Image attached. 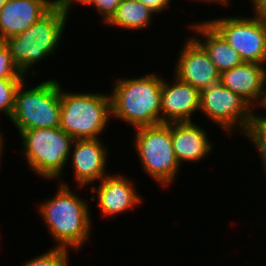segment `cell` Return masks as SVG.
Returning a JSON list of instances; mask_svg holds the SVG:
<instances>
[{
	"mask_svg": "<svg viewBox=\"0 0 266 266\" xmlns=\"http://www.w3.org/2000/svg\"><path fill=\"white\" fill-rule=\"evenodd\" d=\"M55 196L38 203L39 214L56 247L79 251L90 239L93 222L90 207L83 198L59 179Z\"/></svg>",
	"mask_w": 266,
	"mask_h": 266,
	"instance_id": "cell-1",
	"label": "cell"
},
{
	"mask_svg": "<svg viewBox=\"0 0 266 266\" xmlns=\"http://www.w3.org/2000/svg\"><path fill=\"white\" fill-rule=\"evenodd\" d=\"M162 83V76L153 72L117 79L110 91L111 117L134 129L160 124Z\"/></svg>",
	"mask_w": 266,
	"mask_h": 266,
	"instance_id": "cell-2",
	"label": "cell"
},
{
	"mask_svg": "<svg viewBox=\"0 0 266 266\" xmlns=\"http://www.w3.org/2000/svg\"><path fill=\"white\" fill-rule=\"evenodd\" d=\"M68 16L69 13L55 4L27 30L3 40L13 65L21 74L27 76L26 74L31 72L32 76L36 75L31 68L55 53L65 33L63 31L68 23Z\"/></svg>",
	"mask_w": 266,
	"mask_h": 266,
	"instance_id": "cell-3",
	"label": "cell"
},
{
	"mask_svg": "<svg viewBox=\"0 0 266 266\" xmlns=\"http://www.w3.org/2000/svg\"><path fill=\"white\" fill-rule=\"evenodd\" d=\"M60 85V128L74 139H97L111 117L110 94L65 92Z\"/></svg>",
	"mask_w": 266,
	"mask_h": 266,
	"instance_id": "cell-4",
	"label": "cell"
},
{
	"mask_svg": "<svg viewBox=\"0 0 266 266\" xmlns=\"http://www.w3.org/2000/svg\"><path fill=\"white\" fill-rule=\"evenodd\" d=\"M24 79L15 93L11 123L19 131L60 127V82L50 79L25 88Z\"/></svg>",
	"mask_w": 266,
	"mask_h": 266,
	"instance_id": "cell-5",
	"label": "cell"
},
{
	"mask_svg": "<svg viewBox=\"0 0 266 266\" xmlns=\"http://www.w3.org/2000/svg\"><path fill=\"white\" fill-rule=\"evenodd\" d=\"M20 137L22 155L34 174L50 181L63 176L70 160L73 137L60 127L23 130Z\"/></svg>",
	"mask_w": 266,
	"mask_h": 266,
	"instance_id": "cell-6",
	"label": "cell"
},
{
	"mask_svg": "<svg viewBox=\"0 0 266 266\" xmlns=\"http://www.w3.org/2000/svg\"><path fill=\"white\" fill-rule=\"evenodd\" d=\"M134 134L133 146L146 175L158 186L171 185L181 170L172 147V123L138 127Z\"/></svg>",
	"mask_w": 266,
	"mask_h": 266,
	"instance_id": "cell-7",
	"label": "cell"
},
{
	"mask_svg": "<svg viewBox=\"0 0 266 266\" xmlns=\"http://www.w3.org/2000/svg\"><path fill=\"white\" fill-rule=\"evenodd\" d=\"M255 111L240 95L219 82L200 91L199 112L224 130L229 137L238 129L241 135L244 134L255 117Z\"/></svg>",
	"mask_w": 266,
	"mask_h": 266,
	"instance_id": "cell-8",
	"label": "cell"
},
{
	"mask_svg": "<svg viewBox=\"0 0 266 266\" xmlns=\"http://www.w3.org/2000/svg\"><path fill=\"white\" fill-rule=\"evenodd\" d=\"M239 54L243 62L266 65V23L253 16L207 20Z\"/></svg>",
	"mask_w": 266,
	"mask_h": 266,
	"instance_id": "cell-9",
	"label": "cell"
},
{
	"mask_svg": "<svg viewBox=\"0 0 266 266\" xmlns=\"http://www.w3.org/2000/svg\"><path fill=\"white\" fill-rule=\"evenodd\" d=\"M134 181L123 174H108L97 182L98 187L93 184L90 187L91 197L94 200L97 195V204L103 217H115L134 209L143 202ZM94 193L96 195H94Z\"/></svg>",
	"mask_w": 266,
	"mask_h": 266,
	"instance_id": "cell-10",
	"label": "cell"
},
{
	"mask_svg": "<svg viewBox=\"0 0 266 266\" xmlns=\"http://www.w3.org/2000/svg\"><path fill=\"white\" fill-rule=\"evenodd\" d=\"M173 75L202 91L220 80V72L205 49L191 36L185 39Z\"/></svg>",
	"mask_w": 266,
	"mask_h": 266,
	"instance_id": "cell-11",
	"label": "cell"
},
{
	"mask_svg": "<svg viewBox=\"0 0 266 266\" xmlns=\"http://www.w3.org/2000/svg\"><path fill=\"white\" fill-rule=\"evenodd\" d=\"M107 149L101 138L74 140L69 157L77 189L97 183L109 174Z\"/></svg>",
	"mask_w": 266,
	"mask_h": 266,
	"instance_id": "cell-12",
	"label": "cell"
},
{
	"mask_svg": "<svg viewBox=\"0 0 266 266\" xmlns=\"http://www.w3.org/2000/svg\"><path fill=\"white\" fill-rule=\"evenodd\" d=\"M173 77L172 83L163 78L160 124L192 122V115L200 111V91Z\"/></svg>",
	"mask_w": 266,
	"mask_h": 266,
	"instance_id": "cell-13",
	"label": "cell"
},
{
	"mask_svg": "<svg viewBox=\"0 0 266 266\" xmlns=\"http://www.w3.org/2000/svg\"><path fill=\"white\" fill-rule=\"evenodd\" d=\"M54 5L55 0H7L0 8V41L24 32Z\"/></svg>",
	"mask_w": 266,
	"mask_h": 266,
	"instance_id": "cell-14",
	"label": "cell"
},
{
	"mask_svg": "<svg viewBox=\"0 0 266 266\" xmlns=\"http://www.w3.org/2000/svg\"><path fill=\"white\" fill-rule=\"evenodd\" d=\"M266 80V66L255 62H243L220 73L219 83L240 95L253 108L259 105Z\"/></svg>",
	"mask_w": 266,
	"mask_h": 266,
	"instance_id": "cell-15",
	"label": "cell"
},
{
	"mask_svg": "<svg viewBox=\"0 0 266 266\" xmlns=\"http://www.w3.org/2000/svg\"><path fill=\"white\" fill-rule=\"evenodd\" d=\"M207 130L192 122H172V147L180 164L199 162L213 151Z\"/></svg>",
	"mask_w": 266,
	"mask_h": 266,
	"instance_id": "cell-16",
	"label": "cell"
},
{
	"mask_svg": "<svg viewBox=\"0 0 266 266\" xmlns=\"http://www.w3.org/2000/svg\"><path fill=\"white\" fill-rule=\"evenodd\" d=\"M188 26L194 33L196 32L192 37L205 49L220 73L243 63L238 52L207 20Z\"/></svg>",
	"mask_w": 266,
	"mask_h": 266,
	"instance_id": "cell-17",
	"label": "cell"
},
{
	"mask_svg": "<svg viewBox=\"0 0 266 266\" xmlns=\"http://www.w3.org/2000/svg\"><path fill=\"white\" fill-rule=\"evenodd\" d=\"M153 15H156L155 12L140 0H122L115 14L106 24L126 30H145L152 24Z\"/></svg>",
	"mask_w": 266,
	"mask_h": 266,
	"instance_id": "cell-18",
	"label": "cell"
},
{
	"mask_svg": "<svg viewBox=\"0 0 266 266\" xmlns=\"http://www.w3.org/2000/svg\"><path fill=\"white\" fill-rule=\"evenodd\" d=\"M243 136L251 140L250 142H252V146L257 149L260 161L262 162V169L266 177V121L254 117Z\"/></svg>",
	"mask_w": 266,
	"mask_h": 266,
	"instance_id": "cell-19",
	"label": "cell"
},
{
	"mask_svg": "<svg viewBox=\"0 0 266 266\" xmlns=\"http://www.w3.org/2000/svg\"><path fill=\"white\" fill-rule=\"evenodd\" d=\"M69 250L53 246L45 253L23 262L24 266H69Z\"/></svg>",
	"mask_w": 266,
	"mask_h": 266,
	"instance_id": "cell-20",
	"label": "cell"
},
{
	"mask_svg": "<svg viewBox=\"0 0 266 266\" xmlns=\"http://www.w3.org/2000/svg\"><path fill=\"white\" fill-rule=\"evenodd\" d=\"M26 78L0 79V113L10 119L14 108L15 93L20 83Z\"/></svg>",
	"mask_w": 266,
	"mask_h": 266,
	"instance_id": "cell-21",
	"label": "cell"
},
{
	"mask_svg": "<svg viewBox=\"0 0 266 266\" xmlns=\"http://www.w3.org/2000/svg\"><path fill=\"white\" fill-rule=\"evenodd\" d=\"M5 78H26V76L13 65L6 44L0 41V79Z\"/></svg>",
	"mask_w": 266,
	"mask_h": 266,
	"instance_id": "cell-22",
	"label": "cell"
},
{
	"mask_svg": "<svg viewBox=\"0 0 266 266\" xmlns=\"http://www.w3.org/2000/svg\"><path fill=\"white\" fill-rule=\"evenodd\" d=\"M121 2L122 0H90L87 5L93 6L96 12L100 14L102 23L106 24L115 14Z\"/></svg>",
	"mask_w": 266,
	"mask_h": 266,
	"instance_id": "cell-23",
	"label": "cell"
},
{
	"mask_svg": "<svg viewBox=\"0 0 266 266\" xmlns=\"http://www.w3.org/2000/svg\"><path fill=\"white\" fill-rule=\"evenodd\" d=\"M144 3L148 8H150L155 13H162L165 8L171 5V0H140Z\"/></svg>",
	"mask_w": 266,
	"mask_h": 266,
	"instance_id": "cell-24",
	"label": "cell"
},
{
	"mask_svg": "<svg viewBox=\"0 0 266 266\" xmlns=\"http://www.w3.org/2000/svg\"><path fill=\"white\" fill-rule=\"evenodd\" d=\"M253 6L252 15L266 23V0H250Z\"/></svg>",
	"mask_w": 266,
	"mask_h": 266,
	"instance_id": "cell-25",
	"label": "cell"
},
{
	"mask_svg": "<svg viewBox=\"0 0 266 266\" xmlns=\"http://www.w3.org/2000/svg\"><path fill=\"white\" fill-rule=\"evenodd\" d=\"M81 4V5H87L90 0H55V4L62 8L66 13L70 14V10L73 7V4L75 3Z\"/></svg>",
	"mask_w": 266,
	"mask_h": 266,
	"instance_id": "cell-26",
	"label": "cell"
},
{
	"mask_svg": "<svg viewBox=\"0 0 266 266\" xmlns=\"http://www.w3.org/2000/svg\"><path fill=\"white\" fill-rule=\"evenodd\" d=\"M259 106L266 110V80H265V84H264L263 96H262V99H261ZM255 117L266 121V115L255 113Z\"/></svg>",
	"mask_w": 266,
	"mask_h": 266,
	"instance_id": "cell-27",
	"label": "cell"
},
{
	"mask_svg": "<svg viewBox=\"0 0 266 266\" xmlns=\"http://www.w3.org/2000/svg\"><path fill=\"white\" fill-rule=\"evenodd\" d=\"M194 1H199V2H205V3H203V4H210V3H215L216 2V4L218 5H225V6H227V5H229V3H231L232 1H230V0H194Z\"/></svg>",
	"mask_w": 266,
	"mask_h": 266,
	"instance_id": "cell-28",
	"label": "cell"
},
{
	"mask_svg": "<svg viewBox=\"0 0 266 266\" xmlns=\"http://www.w3.org/2000/svg\"><path fill=\"white\" fill-rule=\"evenodd\" d=\"M3 136L4 135H2L1 132H0V164H1V160H2L1 157H2V154H3V151H4V146H5V144H4L5 141H4Z\"/></svg>",
	"mask_w": 266,
	"mask_h": 266,
	"instance_id": "cell-29",
	"label": "cell"
},
{
	"mask_svg": "<svg viewBox=\"0 0 266 266\" xmlns=\"http://www.w3.org/2000/svg\"><path fill=\"white\" fill-rule=\"evenodd\" d=\"M7 0H0V8L4 5V3L6 2Z\"/></svg>",
	"mask_w": 266,
	"mask_h": 266,
	"instance_id": "cell-30",
	"label": "cell"
}]
</instances>
